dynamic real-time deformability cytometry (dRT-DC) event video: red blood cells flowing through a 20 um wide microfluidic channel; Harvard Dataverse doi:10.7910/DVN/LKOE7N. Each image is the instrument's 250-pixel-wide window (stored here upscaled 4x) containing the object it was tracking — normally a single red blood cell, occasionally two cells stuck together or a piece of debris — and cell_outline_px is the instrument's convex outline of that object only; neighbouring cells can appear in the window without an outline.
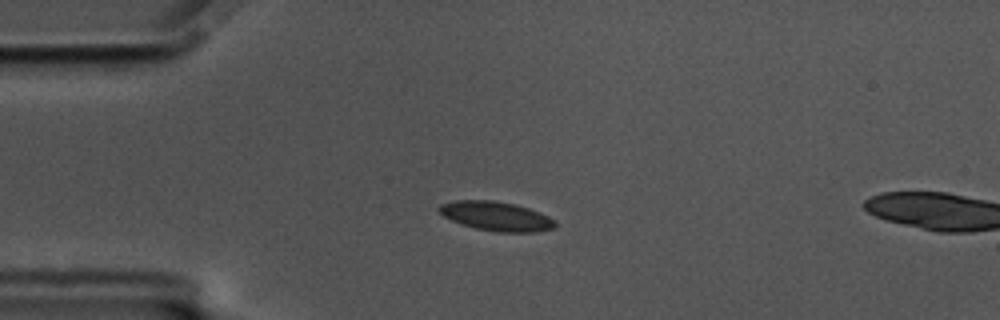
{"species": "common noctule bat (a hibernating species)", "species_latin": "Nyctalus noctula", "temperature_condition": "cold", "stored_images_in_passage": 4, "camera_frame_rate_fps": 3000, "um_per_image_px": 0.085, "animal": {"sex": "male", "body_mass_g": 17.5, "forearm_length_mm": 52.3}, "frame": {"image": 1, "passage_image": 2, "time_ms": 0.333, "image_size_px": [1000, 320], "cell_outline_px": [[556, 224], [552, 228], [536, 232], [496, 232], [476, 228], [460, 224], [444, 216], [436, 208], [440, 204], [456, 200], [492, 200], [516, 204], [540, 212], [556, 220]], "centroid_in_image_um": [42.17, 18.37], "position_along_channel_um": 42.8, "area_um2": 19.83}}